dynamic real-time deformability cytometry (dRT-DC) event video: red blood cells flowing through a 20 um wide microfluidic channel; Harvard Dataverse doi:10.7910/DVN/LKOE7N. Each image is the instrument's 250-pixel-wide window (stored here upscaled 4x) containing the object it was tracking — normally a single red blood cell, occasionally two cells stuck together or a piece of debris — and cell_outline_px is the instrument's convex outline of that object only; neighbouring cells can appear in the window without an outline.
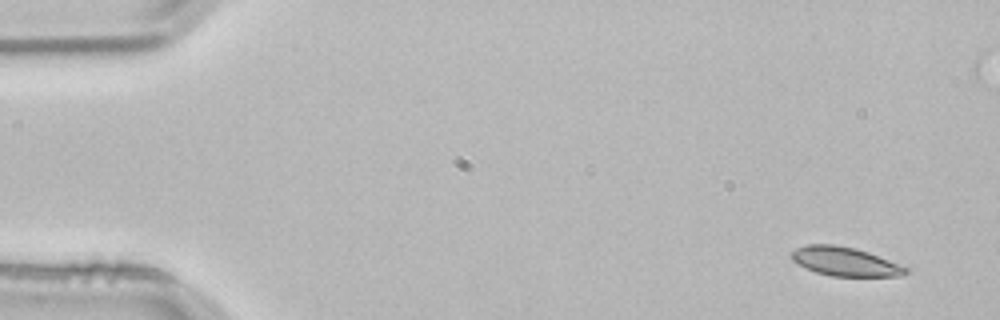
{"species": "common noctule bat (a hibernating species)", "species_latin": "Nyctalus noctula", "temperature_condition": "room temperature", "stored_images_in_passage": 3, "camera_frame_rate_fps": 3000, "um_per_image_px": 0.085, "animal": {"sex": "male", "body_mass_g": 21.5, "forearm_length_mm": 52.0}, "frame": {"image": 1, "passage_image": 1, "time_ms": 0.0, "image_size_px": [1000, 320], "cell_outline_px": [[908, 272], [900, 276], [832, 276], [816, 272], [804, 268], [792, 260], [792, 252], [796, 248], [808, 244], [832, 244], [856, 248], [868, 252], [900, 264], [908, 268]], "centroid_in_image_um": [71.82, 22.23], "position_along_channel_um": 13.2, "area_um2": 19.19}}